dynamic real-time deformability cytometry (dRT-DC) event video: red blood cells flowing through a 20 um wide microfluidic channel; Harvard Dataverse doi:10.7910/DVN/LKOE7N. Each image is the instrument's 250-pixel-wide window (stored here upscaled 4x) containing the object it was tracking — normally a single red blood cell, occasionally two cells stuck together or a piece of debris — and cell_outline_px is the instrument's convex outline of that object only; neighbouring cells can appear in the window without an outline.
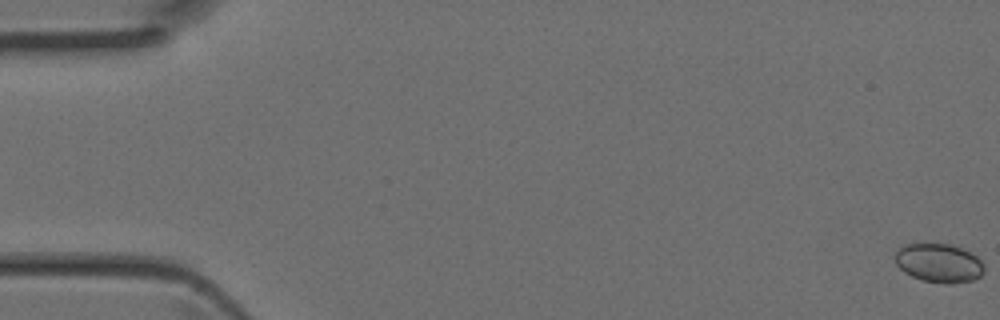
{"species": "Egyptian fruit bat (a non-hibernating species)", "species_latin": "Rousettus aegyptiacus", "temperature_condition": "room temperature", "stored_images_in_passage": 13, "camera_frame_rate_fps": 3000, "um_per_image_px": 0.085, "animal": {"sex": "female"}, "frame": {"image": 1, "passage_image": 1, "time_ms": 0.0, "image_size_px": [1000, 320], "cell_outline_px": [[984, 272], [980, 276], [972, 280], [952, 284], [944, 284], [924, 280], [912, 276], [904, 272], [896, 264], [896, 252], [904, 244], [916, 240], [952, 244], [976, 256], [984, 264]], "centroid_in_image_um": [79.78, 22.31], "position_along_channel_um": 5.2, "area_um2": 20.69}}
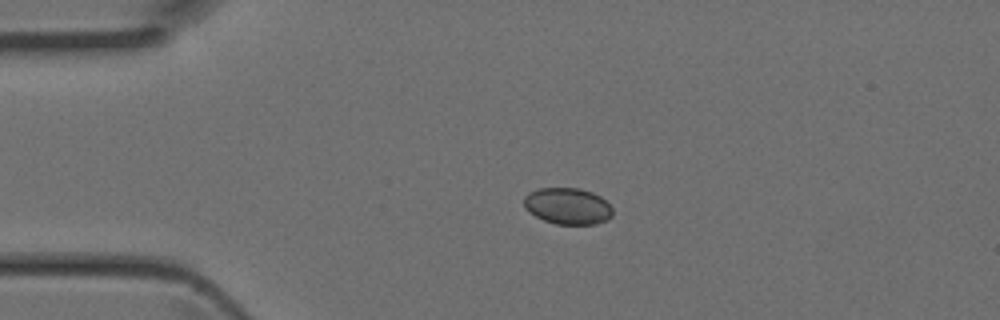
{"frame": {"image": 2, "passage_image": 11, "time_ms": 3.333, "image_size_px": [1000, 320], "cell_outline_px": [[612, 216], [608, 220], [596, 224], [556, 224], [544, 220], [528, 212], [524, 208], [524, 196], [528, 192], [540, 188], [580, 188], [592, 192], [600, 196], [612, 208]], "centroid_in_image_um": [48.24, 17.51], "position_along_channel_um": 36.8, "area_um2": 18.96}}